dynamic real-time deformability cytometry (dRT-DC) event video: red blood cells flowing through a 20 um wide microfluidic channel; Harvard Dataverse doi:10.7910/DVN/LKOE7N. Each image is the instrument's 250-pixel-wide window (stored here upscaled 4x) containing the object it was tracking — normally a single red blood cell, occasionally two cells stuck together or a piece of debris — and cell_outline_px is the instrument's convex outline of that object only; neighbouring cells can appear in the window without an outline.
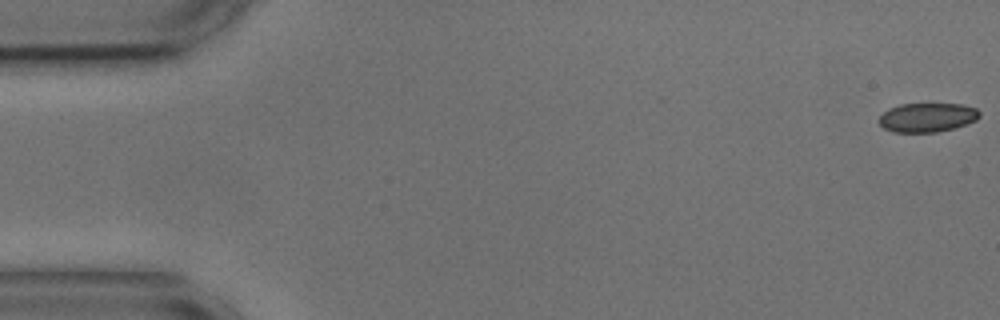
{"species": "common noctule bat (a hibernating species)", "species_latin": "Nyctalus noctula", "temperature_condition": "cold", "stored_images_in_passage": 15, "camera_frame_rate_fps": 3000, "um_per_image_px": 0.085, "animal": {"sex": "male", "body_mass_g": 17.9, "forearm_length_mm": 54.2}, "frame": {"image": 1, "passage_image": 1, "time_ms": 0.0, "image_size_px": [1000, 320], "cell_outline_px": [[980, 116], [976, 120], [952, 128], [936, 132], [892, 132], [884, 128], [880, 124], [880, 116], [888, 108], [900, 104], [964, 104], [976, 108], [980, 112]], "centroid_in_image_um": [78.81, 9.97], "position_along_channel_um": 6.2, "area_um2": 16.94}}
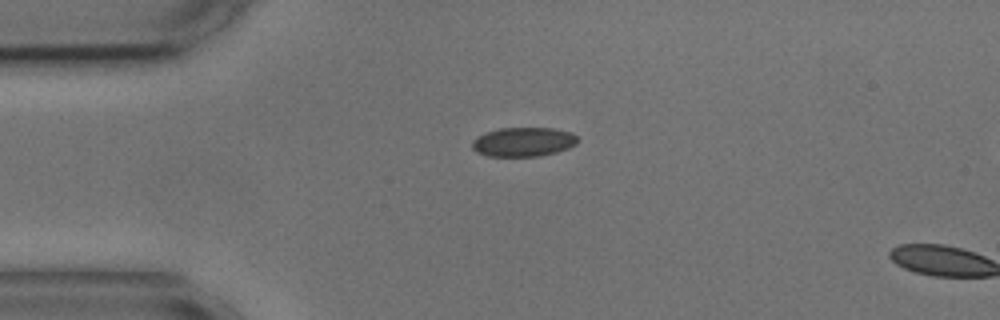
{"frame": {"image": 2, "passage_image": 13, "time_ms": 4.0, "image_size_px": [1000, 320], "cell_outline_px": [[580, 140], [576, 144], [568, 148], [556, 152], [540, 156], [488, 156], [476, 152], [472, 148], [472, 140], [476, 136], [484, 132], [500, 128], [552, 128], [572, 132]], "centroid_in_image_um": [44.47, 12.05], "position_along_channel_um": 40.5, "area_um2": 18.15}}